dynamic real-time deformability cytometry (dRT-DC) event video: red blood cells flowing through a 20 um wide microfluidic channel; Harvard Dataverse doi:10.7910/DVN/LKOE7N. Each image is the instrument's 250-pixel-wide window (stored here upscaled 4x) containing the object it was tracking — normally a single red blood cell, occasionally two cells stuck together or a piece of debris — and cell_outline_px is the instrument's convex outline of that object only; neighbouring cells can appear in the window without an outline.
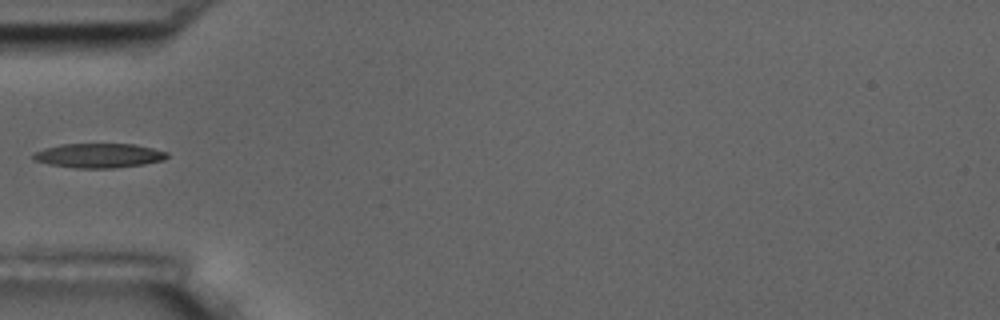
{"species": "common noctule bat (a hibernating species)", "species_latin": "Nyctalus noctula", "temperature_condition": "room temperature", "stored_images_in_passage": 7, "camera_frame_rate_fps": 3000, "um_per_image_px": 0.085, "animal": {"sex": "male", "body_mass_g": 17.5, "forearm_length_mm": 52.3}, "frame": {"image": 1, "passage_image": 6, "time_ms": 6.0, "image_size_px": [1000, 320], "cell_outline_px": [[168, 156], [164, 160], [144, 164], [112, 168], [76, 168], [48, 164], [36, 160], [32, 156], [32, 152], [44, 148], [60, 144], [136, 144], [168, 152]], "centroid_in_image_um": [8.39, 13.22], "position_along_channel_um": 76.6, "area_um2": 19.07}}